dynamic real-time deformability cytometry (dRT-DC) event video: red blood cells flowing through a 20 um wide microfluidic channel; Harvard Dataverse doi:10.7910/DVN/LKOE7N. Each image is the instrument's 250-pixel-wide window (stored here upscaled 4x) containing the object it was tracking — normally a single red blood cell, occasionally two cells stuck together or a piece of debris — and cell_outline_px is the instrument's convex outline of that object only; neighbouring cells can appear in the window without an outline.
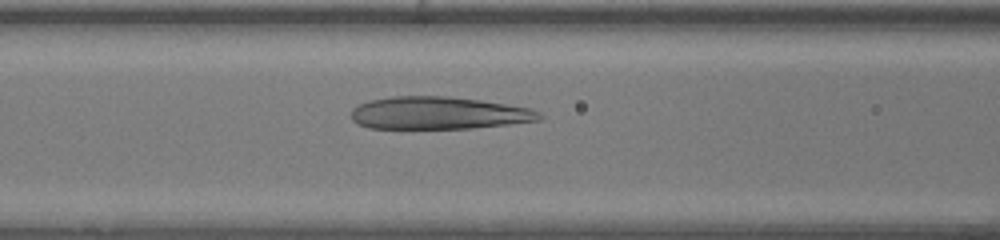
{"species": "human", "species_latin": "Homo sapiens", "temperature_condition": "warm", "stored_images_in_passage": 46, "camera_frame_rate_fps": 3000, "um_per_image_px": 0.085, "donor": {"sex": "female"}, "frame": {"image": 1, "passage_image": 18, "time_ms": 5.667, "image_size_px": [1000, 240], "cell_outline_px": [[544, 116], [540, 120], [508, 124], [472, 128], [368, 128], [356, 124], [352, 120], [352, 108], [368, 100], [392, 96], [448, 96], [480, 100], [532, 108], [540, 112]], "centroid_in_image_um": [37.28, 9.6], "position_along_channel_um": 129.3, "area_um2": 35.78}}
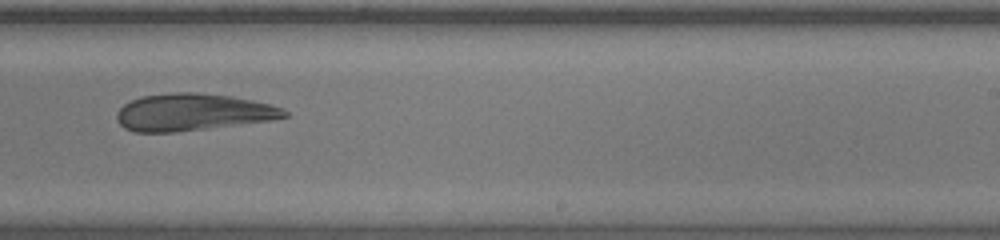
{"frame": {"image": 2, "passage_image": 28, "time_ms": 9.0, "image_size_px": [1000, 240], "cell_outline_px": [[288, 116], [272, 120], [176, 132], [136, 132], [124, 128], [116, 120], [116, 112], [124, 104], [140, 96], [176, 92], [196, 92], [232, 96], [252, 100], [284, 108], [288, 112]], "centroid_in_image_um": [16.37, 9.53], "position_along_channel_um": 272.6, "area_um2": 36.24}}
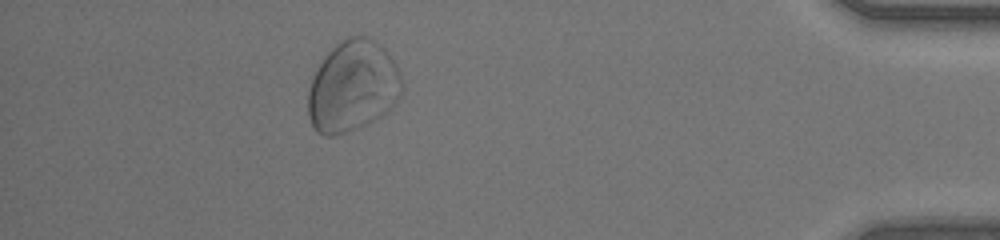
{"frame": {"image": 3, "passage_image": 41, "time_ms": 13.333, "image_size_px": [1000, 240], "cell_outline_px": [[404, 88], [396, 104], [380, 116], [364, 124], [344, 132], [332, 136], [324, 136], [316, 132], [308, 116], [308, 88], [312, 76], [324, 56], [336, 44], [348, 36], [368, 36], [380, 44], [388, 52], [396, 64], [400, 72], [404, 84]], "centroid_in_image_um": [29.99, 7.31], "position_along_channel_um": 405.2, "area_um2": 50.11}, "authors_computed_cell_mechanics": {"area_um2": 45.8065, "velocity_mm_per_s": 4.3089, "shape_relaxation_time_tau1_ms": null, "shape_relaxation_time_tau2_ms": 2.7134, "deformation_change_tau1": null, "deformation_change_tau2": 0.0695}}